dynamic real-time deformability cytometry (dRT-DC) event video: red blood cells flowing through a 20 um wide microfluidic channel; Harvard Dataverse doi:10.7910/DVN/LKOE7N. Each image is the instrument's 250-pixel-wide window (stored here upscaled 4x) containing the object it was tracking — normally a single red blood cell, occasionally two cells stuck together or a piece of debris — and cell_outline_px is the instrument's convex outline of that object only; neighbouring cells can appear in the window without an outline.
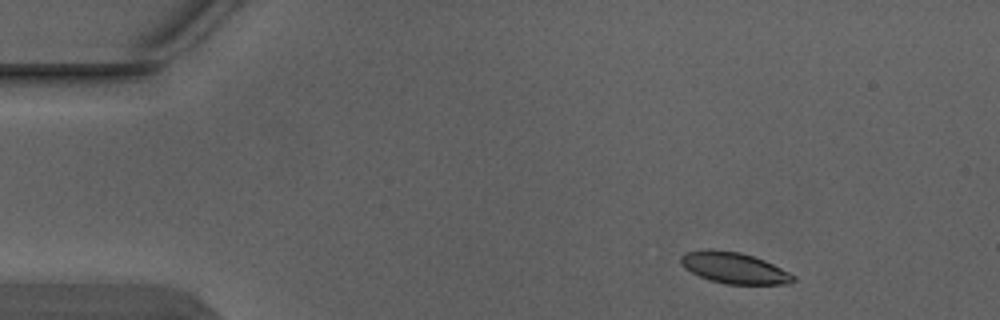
{"species": "Egyptian fruit bat (a non-hibernating species)", "species_latin": "Rousettus aegyptiacus", "temperature_condition": "warm", "stored_images_in_passage": 3, "camera_frame_rate_fps": 3000, "um_per_image_px": 0.085, "animal": {"sex": "male"}, "frame": {"image": 1, "passage_image": 1, "time_ms": 0.0, "image_size_px": [1000, 320], "cell_outline_px": [[796, 280], [788, 284], [728, 284], [712, 280], [700, 276], [684, 268], [680, 260], [680, 256], [684, 252], [740, 252], [764, 260], [796, 276]], "centroid_in_image_um": [62.46, 22.82], "position_along_channel_um": 22.5, "area_um2": 19.54}}